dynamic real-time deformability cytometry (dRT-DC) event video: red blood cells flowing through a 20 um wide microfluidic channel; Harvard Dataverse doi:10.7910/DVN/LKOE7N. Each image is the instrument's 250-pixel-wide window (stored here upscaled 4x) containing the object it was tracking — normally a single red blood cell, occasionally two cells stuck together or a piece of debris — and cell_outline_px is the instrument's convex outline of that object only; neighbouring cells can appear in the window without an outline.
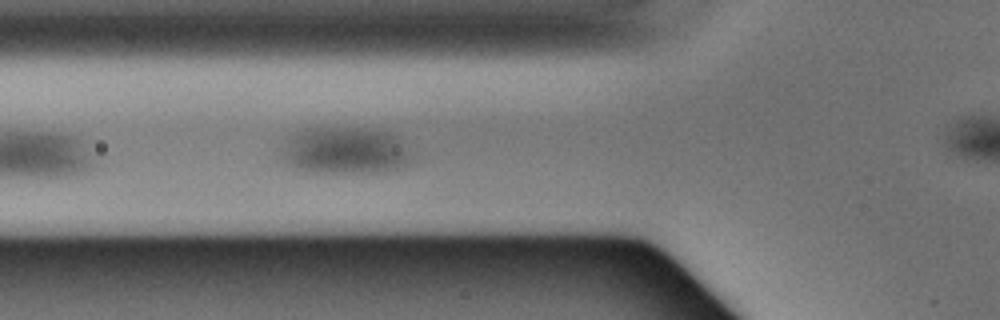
{"species": "Egyptian fruit bat (a non-hibernating species)", "species_latin": "Rousettus aegyptiacus", "temperature_condition": "warm", "stored_images_in_passage": 10, "camera_frame_rate_fps": 3000, "um_per_image_px": 0.085, "animal": {"sex": "male"}, "frame": {"image": 1, "passage_image": 4, "time_ms": 1.0, "image_size_px": [1000, 320], "cell_outline_px": [[412, 160], [404, 168], [396, 172], [308, 172], [296, 168], [288, 164], [280, 156], [284, 136], [292, 132], [304, 128], [380, 128], [396, 136], [400, 140], [412, 156]], "centroid_in_image_um": [29.31, 12.79], "position_along_channel_um": 96.5, "area_um2": 36.65}}
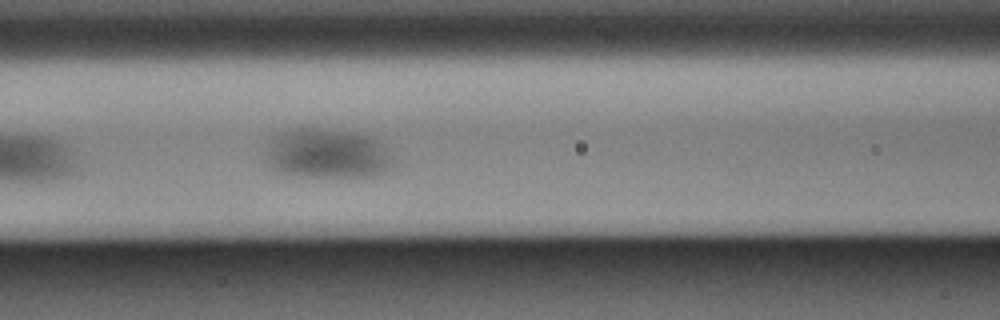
{"frame": {"image": 2, "passage_image": 7, "time_ms": 2.0, "image_size_px": [1000, 320], "cell_outline_px": [[388, 168], [384, 172], [372, 176], [284, 176], [272, 168], [268, 160], [268, 140], [272, 136], [292, 128], [320, 128], [356, 132], [372, 136], [380, 140], [384, 144], [388, 160]], "centroid_in_image_um": [27.74, 13.03], "position_along_channel_um": 138.9, "area_um2": 36.82}}